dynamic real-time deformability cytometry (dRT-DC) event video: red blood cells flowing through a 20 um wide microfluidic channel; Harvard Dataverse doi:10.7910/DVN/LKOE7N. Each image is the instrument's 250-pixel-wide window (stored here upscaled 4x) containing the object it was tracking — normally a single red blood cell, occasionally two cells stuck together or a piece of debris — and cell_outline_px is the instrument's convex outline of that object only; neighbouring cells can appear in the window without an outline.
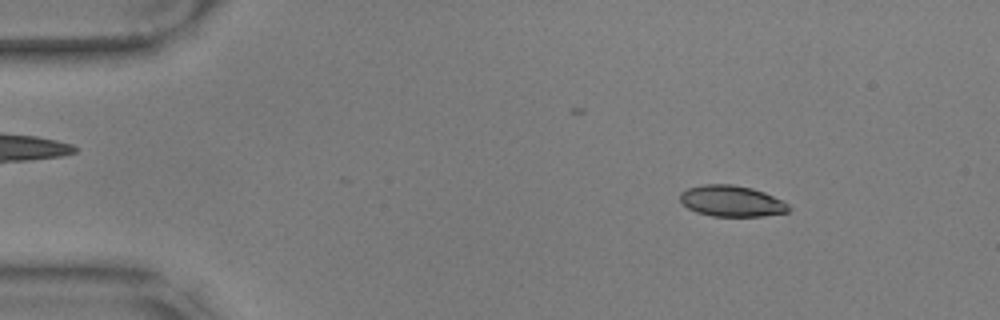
{"species": "common noctule bat (a hibernating species)", "species_latin": "Nyctalus noctula", "temperature_condition": "warm", "stored_images_in_passage": 27, "camera_frame_rate_fps": 3000, "um_per_image_px": 0.085, "animal": {"sex": "male", "body_mass_g": 17.9, "forearm_length_mm": 54.2}, "frame": {"image": 1, "passage_image": 7, "time_ms": 2.0, "image_size_px": [1000, 320], "cell_outline_px": [[792, 208], [788, 212], [764, 216], [712, 216], [696, 212], [688, 208], [680, 200], [680, 192], [688, 188], [704, 184], [732, 184], [752, 188], [764, 192], [784, 200]], "centroid_in_image_um": [62.22, 17.09], "position_along_channel_um": 22.8, "area_um2": 19.83}}
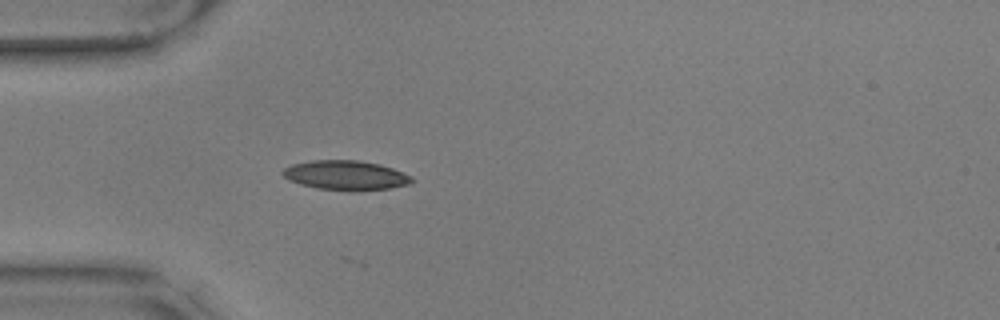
{"frame": {"image": 2, "passage_image": 16, "time_ms": 5.0, "image_size_px": [1000, 320], "cell_outline_px": [[416, 180], [412, 184], [388, 188], [356, 192], [348, 192], [316, 188], [300, 184], [288, 180], [280, 172], [284, 168], [292, 164], [312, 160], [360, 160], [380, 164], [392, 168], [412, 176]], "centroid_in_image_um": [29.41, 14.91], "position_along_channel_um": 55.6, "area_um2": 22.72}}